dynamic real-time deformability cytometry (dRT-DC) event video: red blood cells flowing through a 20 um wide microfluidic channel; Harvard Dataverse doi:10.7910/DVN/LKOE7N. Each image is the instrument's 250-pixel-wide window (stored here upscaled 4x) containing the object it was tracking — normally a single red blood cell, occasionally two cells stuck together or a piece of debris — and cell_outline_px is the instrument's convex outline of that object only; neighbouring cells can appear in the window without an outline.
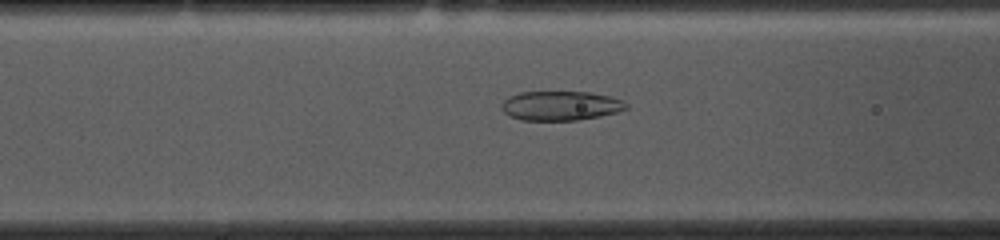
{"species": "common noctule bat (a hibernating species)", "species_latin": "Nyctalus noctula", "temperature_condition": "cold", "stored_images_in_passage": 53, "camera_frame_rate_fps": 3000, "um_per_image_px": 0.085, "animal": {"sex": "female", "body_mass_g": 10.0, "forearm_length_mm": 53.1}, "frame": {"image": 1, "passage_image": 19, "time_ms": 6.0, "image_size_px": [1000, 240], "cell_outline_px": [[628, 108], [616, 112], [600, 116], [576, 120], [520, 120], [508, 116], [500, 108], [500, 104], [508, 96], [520, 92], [588, 92], [612, 96], [624, 100], [628, 104]], "centroid_in_image_um": [47.63, 8.98], "position_along_channel_um": 119.0, "area_um2": 21.56}}
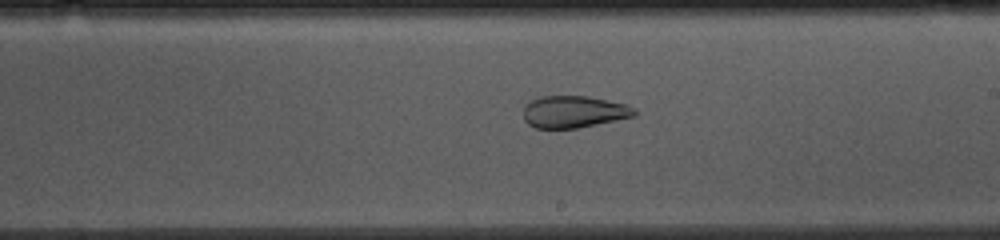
{"frame": {"image": 2, "passage_image": 29, "time_ms": 9.333, "image_size_px": [1000, 240], "cell_outline_px": [[636, 116], [576, 128], [536, 128], [528, 124], [524, 120], [524, 104], [540, 96], [588, 96], [608, 100], [624, 104], [636, 108]], "centroid_in_image_um": [48.76, 9.49], "position_along_channel_um": 240.2, "area_um2": 20.69}}
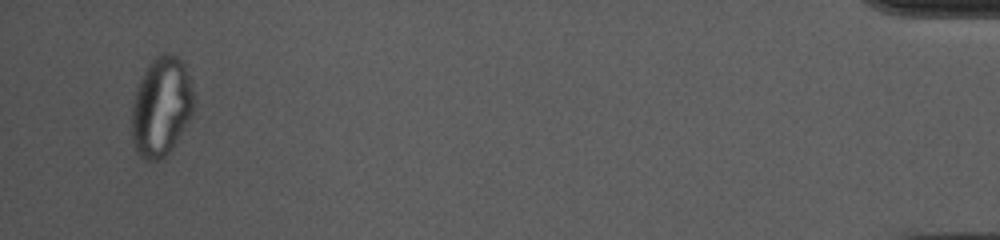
{"frame": {"image": 3, "passage_image": 51, "time_ms": 16.667, "image_size_px": [1000, 240], "cell_outline_px": [[192, 116], [168, 152], [160, 160], [148, 160], [140, 156], [132, 140], [132, 104], [136, 88], [148, 64], [160, 52], [172, 52], [180, 56], [184, 64], [188, 76], [192, 92]], "centroid_in_image_um": [13.69, 9.01], "position_along_channel_um": 421.5, "area_um2": 35.6}, "authors_computed_cell_mechanics": {"area_um2": 27.455, "velocity_mm_per_s": 3.6457, "shape_relaxation_time_tau1_ms": null, "shape_relaxation_time_tau2_ms": 1.9622, "deformation_change_tau1": null, "deformation_change_tau2": 0.0831}}